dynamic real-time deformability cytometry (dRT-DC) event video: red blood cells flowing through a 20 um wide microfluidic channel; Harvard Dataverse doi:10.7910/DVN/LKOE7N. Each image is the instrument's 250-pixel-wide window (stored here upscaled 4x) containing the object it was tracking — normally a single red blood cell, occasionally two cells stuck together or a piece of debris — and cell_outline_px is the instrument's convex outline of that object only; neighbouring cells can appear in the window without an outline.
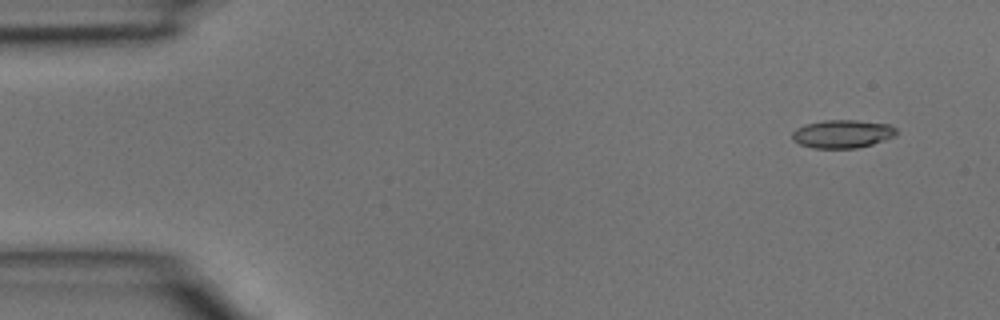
{"species": "common noctule bat (a hibernating species)", "species_latin": "Nyctalus noctula", "temperature_condition": "room temperature", "stored_images_in_passage": 3, "segment_of_instrument_passage": [2, 2], "camera_frame_rate_fps": 3000, "um_per_image_px": 0.085, "animal": {"sex": "male", "body_mass_g": 15.6}, "frame": {"image": 1, "passage_image": 3, "time_ms": 0.667, "image_size_px": [1000, 320], "cell_outline_px": [[896, 136], [872, 144], [856, 148], [812, 148], [800, 144], [792, 140], [792, 132], [796, 128], [804, 124], [824, 120], [856, 120], [888, 124], [896, 128]], "centroid_in_image_um": [71.58, 11.38], "position_along_channel_um": 13.4, "area_um2": 17.17}}